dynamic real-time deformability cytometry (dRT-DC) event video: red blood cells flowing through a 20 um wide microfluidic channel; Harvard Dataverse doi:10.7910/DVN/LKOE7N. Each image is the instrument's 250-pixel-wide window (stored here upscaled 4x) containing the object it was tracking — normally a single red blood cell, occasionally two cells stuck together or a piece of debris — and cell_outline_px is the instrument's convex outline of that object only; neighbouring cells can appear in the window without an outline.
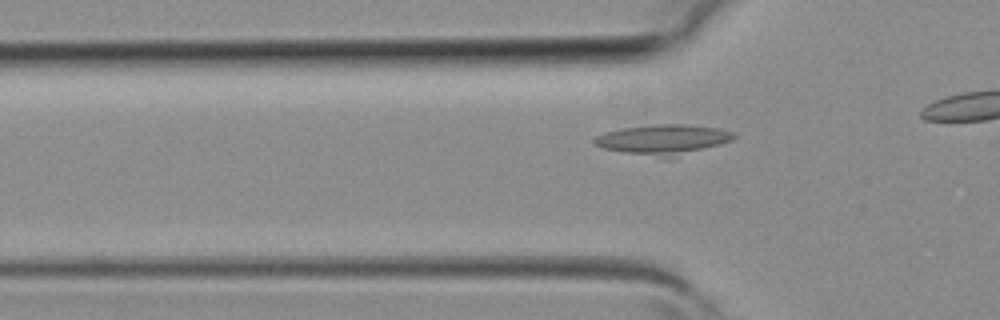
{"species": "common noctule bat (a hibernating species)", "species_latin": "Nyctalus noctula", "temperature_condition": "room temperature", "stored_images_in_passage": 4, "camera_frame_rate_fps": 3000, "um_per_image_px": 0.085, "animal": {"sex": "female", "body_mass_g": 19.3, "forearm_length_mm": 54.1}, "frame": {"image": 1, "passage_image": 2, "time_ms": 0.333, "image_size_px": [1000, 320], "cell_outline_px": [[736, 136], [732, 140], [672, 160], [664, 160], [604, 148], [596, 144], [592, 140], [596, 136], [604, 132], [624, 128], [656, 124], [684, 124], [716, 128], [736, 132]], "centroid_in_image_um": [56.4, 11.9], "position_along_channel_um": 69.4, "area_um2": 24.91}}
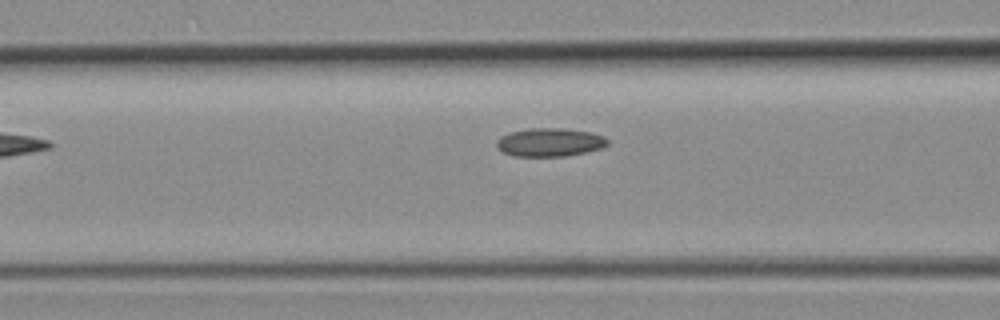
{"frame": {"image": 2, "passage_image": 4, "time_ms": 1.0, "image_size_px": [1000, 320], "cell_outline_px": [[608, 144], [600, 148], [584, 152], [564, 156], [512, 156], [504, 152], [496, 144], [496, 140], [500, 136], [508, 132], [528, 128], [564, 128], [588, 132], [604, 136], [608, 140]], "centroid_in_image_um": [46.69, 12.08], "position_along_channel_um": 119.9, "area_um2": 18.26}}